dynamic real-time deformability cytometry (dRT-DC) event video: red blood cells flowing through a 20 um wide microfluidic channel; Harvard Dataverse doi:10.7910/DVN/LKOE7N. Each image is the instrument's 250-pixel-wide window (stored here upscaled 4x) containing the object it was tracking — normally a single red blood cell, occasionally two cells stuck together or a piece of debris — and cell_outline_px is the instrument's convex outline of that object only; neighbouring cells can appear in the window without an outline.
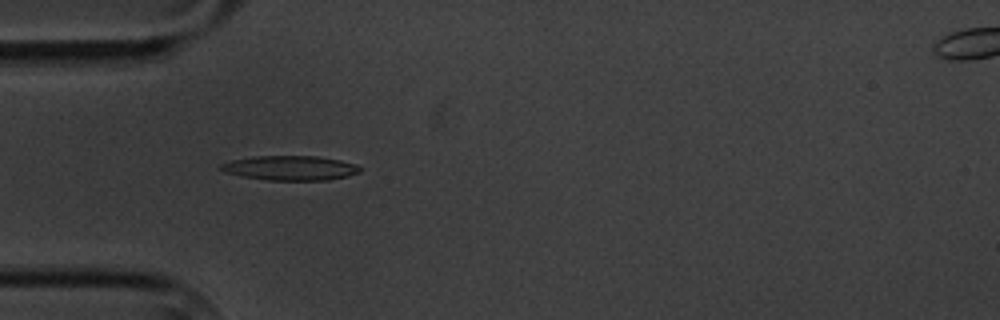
{"species": "common noctule bat (a hibernating species)", "species_latin": "Nyctalus noctula", "temperature_condition": "cold", "stored_images_in_passage": 6, "camera_frame_rate_fps": 3000, "um_per_image_px": 0.085, "animal": {"sex": "male", "body_mass_g": 20.1, "forearm_length_mm": 53.5}, "frame": {"image": 1, "passage_image": 5, "time_ms": 5.333, "image_size_px": [1000, 320], "cell_outline_px": [[364, 168], [360, 172], [348, 176], [328, 180], [268, 180], [244, 176], [224, 172], [220, 168], [220, 164], [232, 160], [252, 156], [316, 156], [340, 160], [356, 164]], "centroid_in_image_um": [24.72, 14.27], "position_along_channel_um": 60.3, "area_um2": 19.94}}
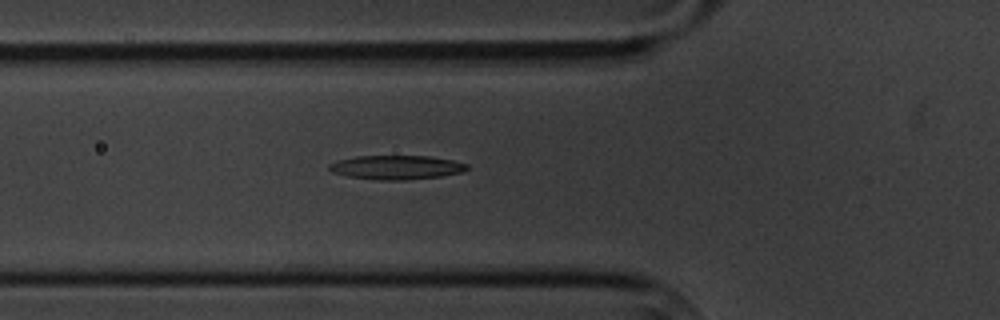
{"frame": {"image": 2, "passage_image": 6, "time_ms": 6.333, "image_size_px": [1000, 320], "cell_outline_px": [[468, 168], [464, 172], [440, 176], [404, 180], [376, 180], [348, 176], [332, 172], [328, 168], [328, 164], [336, 160], [356, 156], [428, 156], [452, 160], [468, 164]], "centroid_in_image_um": [33.67, 14.22], "position_along_channel_um": 92.1, "area_um2": 19.36}}